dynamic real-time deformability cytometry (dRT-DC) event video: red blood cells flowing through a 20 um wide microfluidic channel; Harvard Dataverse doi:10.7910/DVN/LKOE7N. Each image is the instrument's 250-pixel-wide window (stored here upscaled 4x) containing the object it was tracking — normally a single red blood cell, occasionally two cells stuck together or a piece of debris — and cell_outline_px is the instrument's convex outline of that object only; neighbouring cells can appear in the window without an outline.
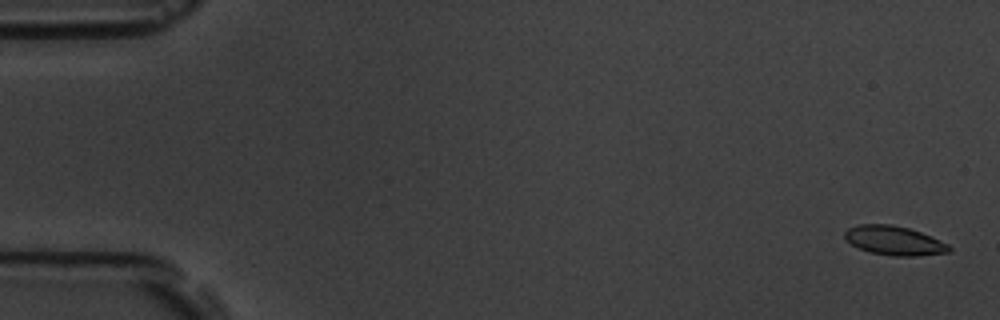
{"species": "common noctule bat (a hibernating species)", "species_latin": "Nyctalus noctula", "temperature_condition": "room temperature", "stored_images_in_passage": 7, "camera_frame_rate_fps": 3000, "um_per_image_px": 0.085, "animal": {"sex": "male", "body_mass_g": 19.5, "forearm_length_mm": 54.6}, "frame": {"image": 1, "passage_image": 1, "time_ms": 0.0, "image_size_px": [1000, 320], "cell_outline_px": [[952, 252], [916, 256], [892, 256], [868, 252], [852, 244], [844, 236], [844, 232], [848, 228], [860, 224], [892, 224], [908, 228], [920, 232], [948, 244], [952, 248]], "centroid_in_image_um": [76.02, 20.46], "position_along_channel_um": 9.0, "area_um2": 17.69}}
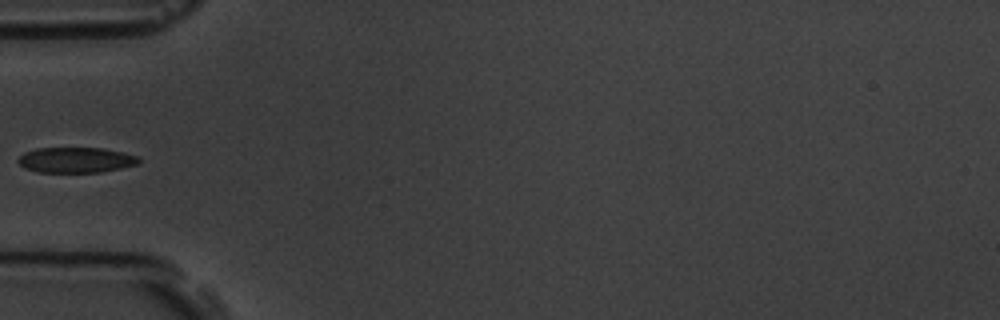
{"frame": {"image": 2, "passage_image": 6, "time_ms": 6.0, "image_size_px": [1000, 320], "cell_outline_px": [[140, 164], [100, 172], [40, 172], [24, 168], [16, 160], [24, 152], [36, 148], [104, 148], [124, 152], [140, 156]], "centroid_in_image_um": [6.48, 13.59], "position_along_channel_um": 78.5, "area_um2": 18.03}}
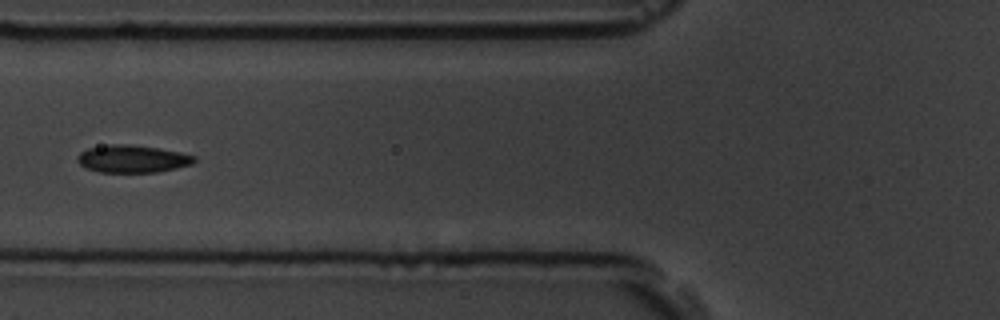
{"frame": {"image": 3, "passage_image": 7, "time_ms": 7.0, "image_size_px": [1000, 320], "cell_outline_px": [[196, 160], [192, 164], [176, 168], [156, 172], [100, 172], [84, 168], [76, 160], [76, 156], [80, 152], [88, 148], [108, 144], [128, 144], [156, 148], [180, 152], [196, 156]], "centroid_in_image_um": [11.22, 13.5], "position_along_channel_um": 114.6, "area_um2": 18.79}}